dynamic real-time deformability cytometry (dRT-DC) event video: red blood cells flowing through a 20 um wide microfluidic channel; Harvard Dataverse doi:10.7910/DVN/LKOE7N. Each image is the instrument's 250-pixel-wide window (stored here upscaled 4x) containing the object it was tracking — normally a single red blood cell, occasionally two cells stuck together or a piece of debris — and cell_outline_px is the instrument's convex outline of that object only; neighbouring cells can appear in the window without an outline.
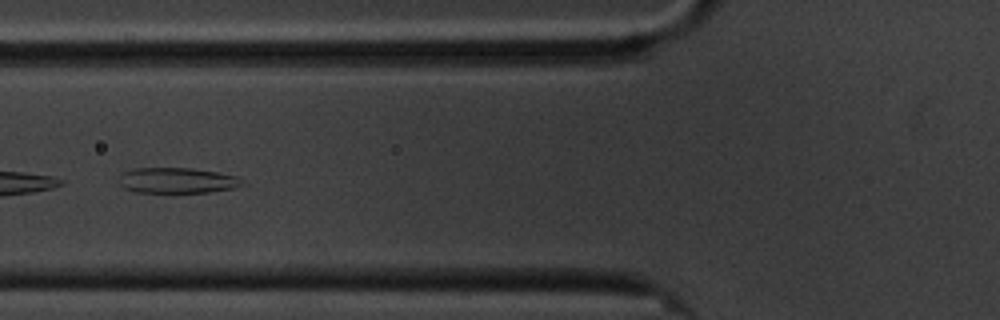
{"species": "common noctule bat (a hibernating species)", "species_latin": "Nyctalus noctula", "temperature_condition": "cold", "stored_images_in_passage": 41, "camera_frame_rate_fps": 3000, "um_per_image_px": 0.085, "animal": {"sex": "male", "body_mass_g": 20.1, "forearm_length_mm": 53.5}, "frame": {"image": 1, "passage_image": 22, "time_ms": 7.0, "image_size_px": [1000, 320], "cell_outline_px": [[248, 184], [232, 188], [208, 192], [136, 192], [124, 188], [116, 184], [116, 180], [124, 172], [132, 168], [192, 168], [216, 172], [236, 176]], "centroid_in_image_um": [15.01, 15.33], "position_along_channel_um": 110.8, "area_um2": 18.5}}
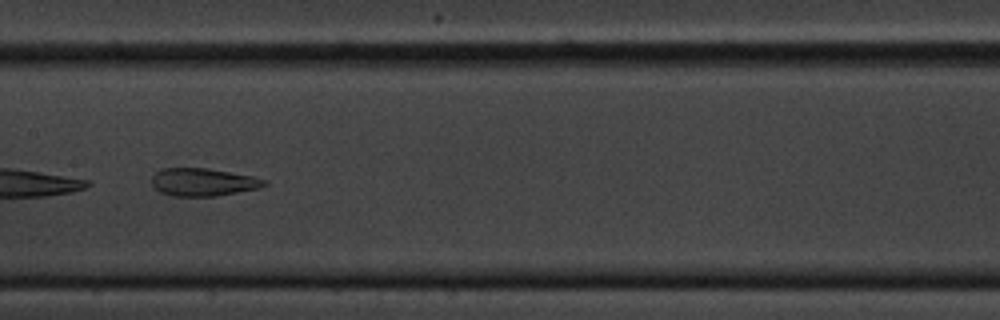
{"frame": {"image": 2, "passage_image": 29, "time_ms": 9.333, "image_size_px": [1000, 320], "cell_outline_px": [[268, 184], [260, 188], [216, 196], [172, 196], [160, 192], [152, 184], [152, 176], [160, 168], [208, 168], [252, 176], [268, 180]], "centroid_in_image_um": [17.28, 15.48], "position_along_channel_um": 190.1, "area_um2": 18.32}}
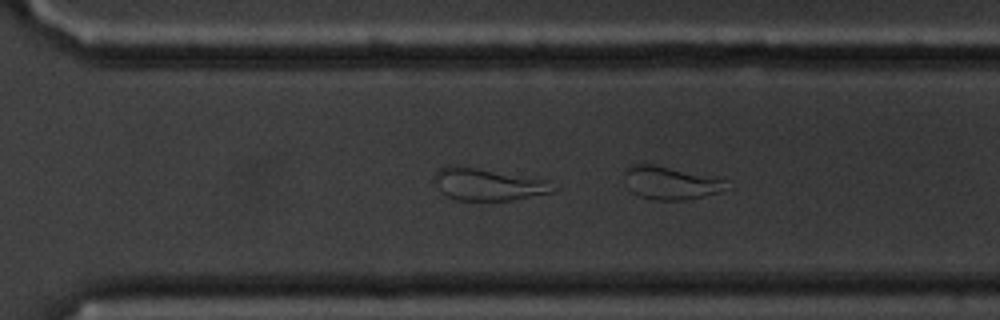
{"frame": {"image": 3, "passage_image": 40, "time_ms": 13.0, "image_size_px": [1000, 320], "cell_outline_px": [[560, 188], [556, 192], [512, 200], [456, 200], [440, 192], [436, 180], [436, 172], [440, 168], [472, 168], [548, 180]], "centroid_in_image_um": [41.62, 15.73], "position_along_channel_um": 329.0, "area_um2": 21.5}}